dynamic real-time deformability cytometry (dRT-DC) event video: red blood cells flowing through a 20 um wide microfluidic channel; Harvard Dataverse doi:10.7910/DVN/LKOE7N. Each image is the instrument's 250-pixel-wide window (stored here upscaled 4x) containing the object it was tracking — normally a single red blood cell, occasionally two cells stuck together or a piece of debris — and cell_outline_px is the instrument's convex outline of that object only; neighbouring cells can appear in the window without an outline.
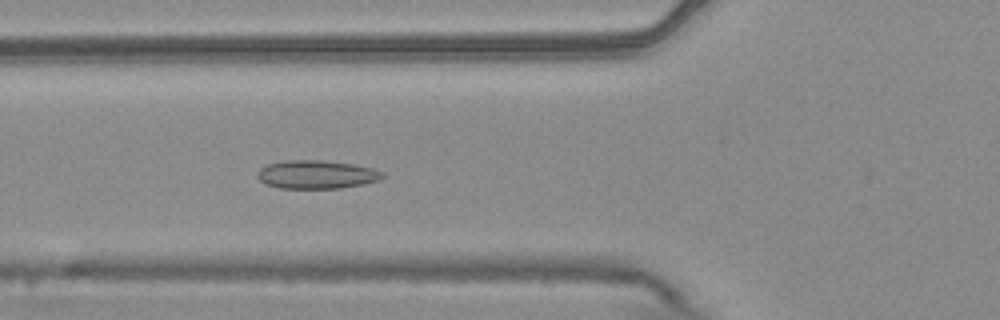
{"species": "common noctule bat (a hibernating species)", "species_latin": "Nyctalus noctula", "temperature_condition": "warm", "stored_images_in_passage": 53, "camera_frame_rate_fps": 3000, "um_per_image_px": 0.085, "animal": {"sex": "male", "body_mass_g": 20.4}, "frame": {"image": 1, "passage_image": 19, "time_ms": 6.0, "image_size_px": [1000, 320], "cell_outline_px": [[384, 176], [380, 180], [340, 188], [280, 188], [264, 184], [256, 176], [256, 172], [260, 168], [268, 164], [284, 160], [320, 160], [352, 164], [372, 168], [384, 172]], "centroid_in_image_um": [26.86, 14.83], "position_along_channel_um": 98.9, "area_um2": 20.69}}
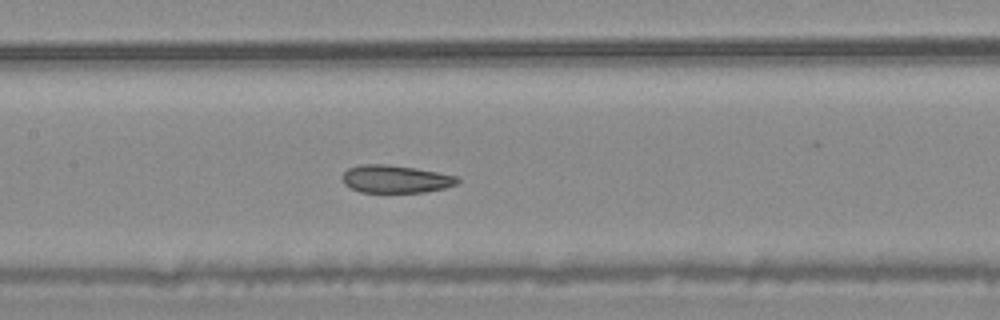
{"frame": {"image": 2, "passage_image": 25, "time_ms": 8.0, "image_size_px": [1000, 320], "cell_outline_px": [[460, 180], [456, 184], [444, 188], [424, 192], [360, 192], [344, 184], [340, 176], [348, 168], [360, 164], [388, 164], [416, 168], [456, 176]], "centroid_in_image_um": [33.58, 15.21], "position_along_channel_um": 173.8, "area_um2": 18.61}}
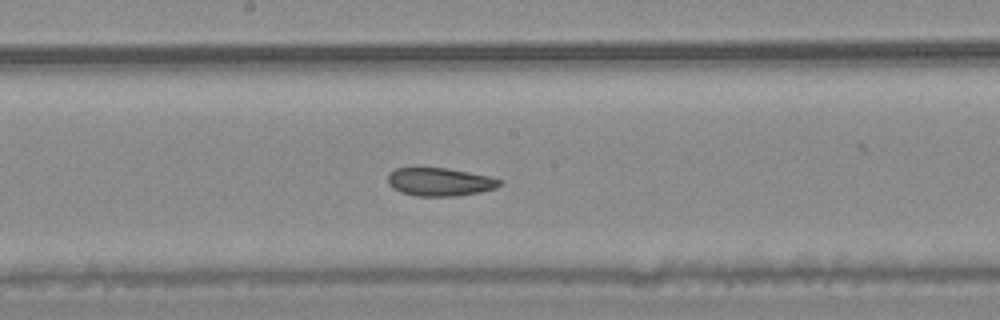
{"frame": {"image": 3, "passage_image": 28, "time_ms": 9.0, "image_size_px": [1000, 320], "cell_outline_px": [[504, 184], [496, 188], [480, 192], [456, 196], [416, 196], [400, 192], [392, 188], [388, 184], [388, 172], [396, 168], [448, 168], [488, 176], [504, 180]], "centroid_in_image_um": [37.4, 15.46], "position_along_channel_um": 210.8, "area_um2": 18.55}, "authors_computed_cell_mechanics": {"area_um2": 20.9814, "velocity_mm_per_s": 3.7252, "shape_relaxation_time_tau1_ms": null, "shape_relaxation_time_tau2_ms": 2.3683, "deformation_change_tau1": null, "deformation_change_tau2": 0.0485}}